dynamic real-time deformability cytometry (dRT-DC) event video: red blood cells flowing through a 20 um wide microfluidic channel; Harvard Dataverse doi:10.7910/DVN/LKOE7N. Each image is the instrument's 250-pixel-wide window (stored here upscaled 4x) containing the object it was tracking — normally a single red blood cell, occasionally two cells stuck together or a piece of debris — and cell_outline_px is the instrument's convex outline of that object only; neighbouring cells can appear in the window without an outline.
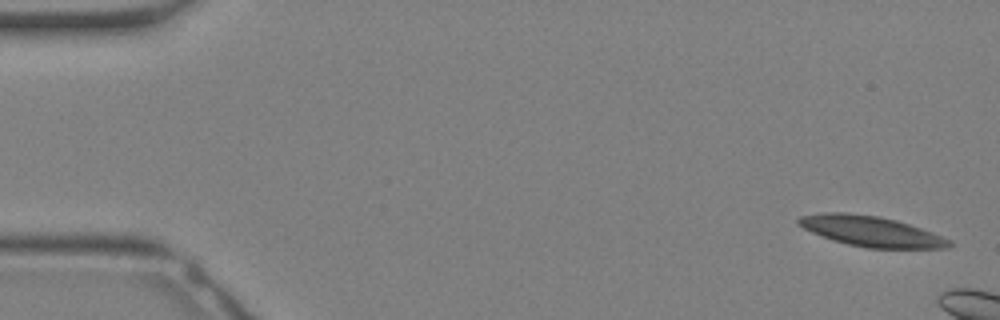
{"species": "Egyptian fruit bat (a non-hibernating species)", "species_latin": "Rousettus aegyptiacus", "temperature_condition": "warm", "stored_images_in_passage": 5, "camera_frame_rate_fps": 3000, "um_per_image_px": 0.085, "animal": {"sex": "female"}, "frame": {"image": 1, "passage_image": 1, "time_ms": 0.0, "image_size_px": [1000, 320], "cell_outline_px": [[952, 244], [948, 248], [868, 248], [848, 244], [832, 240], [812, 232], [796, 224], [796, 220], [800, 216], [824, 212], [844, 212], [880, 216], [896, 220], [932, 232], [952, 240]], "centroid_in_image_um": [74.02, 19.65], "position_along_channel_um": 11.0, "area_um2": 26.65}}